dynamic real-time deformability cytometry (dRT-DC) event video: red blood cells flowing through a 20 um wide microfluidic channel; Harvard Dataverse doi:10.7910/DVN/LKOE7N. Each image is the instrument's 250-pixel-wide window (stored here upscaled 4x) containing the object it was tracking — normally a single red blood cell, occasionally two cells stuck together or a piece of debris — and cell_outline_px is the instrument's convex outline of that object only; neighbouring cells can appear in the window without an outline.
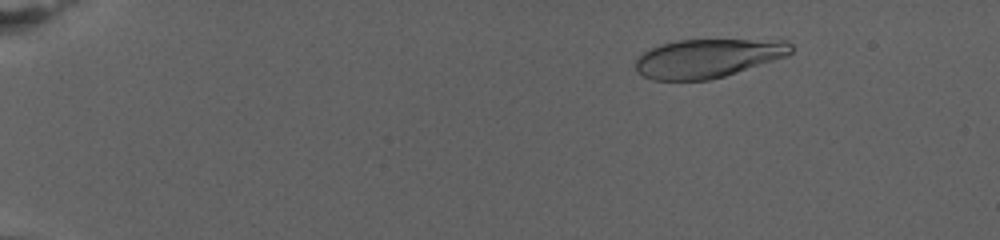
{"species": "human", "species_latin": "Homo sapiens", "temperature_condition": "warm", "stored_images_in_passage": 55, "camera_frame_rate_fps": 3000, "um_per_image_px": 0.085, "donor": {"sex": "female"}, "frame": {"image": 1, "passage_image": 16, "time_ms": 3.667, "image_size_px": [1000, 240], "cell_outline_px": [[792, 52], [788, 56], [724, 76], [708, 80], [652, 80], [636, 72], [632, 64], [636, 56], [660, 44], [676, 40], [784, 40], [792, 44]], "centroid_in_image_um": [60.11, 4.95], "position_along_channel_um": 24.9, "area_um2": 35.32}}
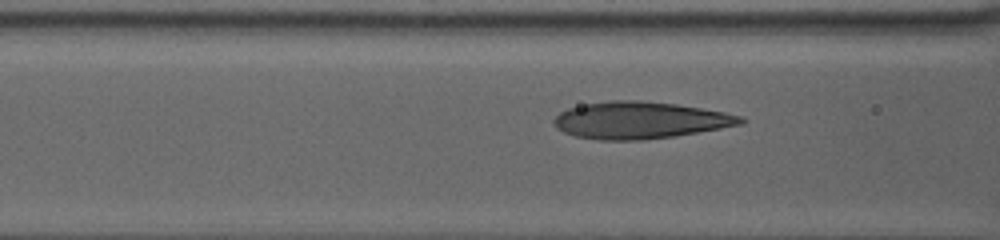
{"frame": {"image": 2, "passage_image": 47, "time_ms": 11.333, "image_size_px": [1000, 240], "cell_outline_px": [[748, 120], [744, 124], [676, 136], [644, 140], [600, 140], [576, 136], [564, 132], [556, 128], [552, 120], [560, 112], [568, 108], [584, 104], [608, 100], [640, 100], [676, 104], [724, 112], [740, 116]], "centroid_in_image_um": [54.4, 10.22], "position_along_channel_um": 112.2, "area_um2": 40.34}}
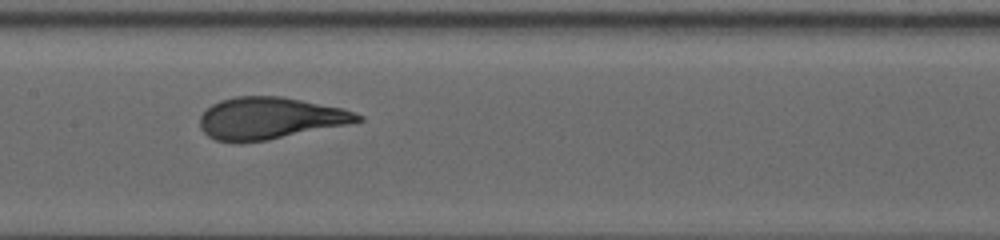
{"frame": {"image": 3, "passage_image": 54, "time_ms": 14.0, "image_size_px": [1000, 240], "cell_outline_px": [[364, 120], [268, 140], [216, 140], [208, 136], [200, 128], [200, 116], [212, 104], [220, 100], [236, 96], [280, 96], [344, 108], [356, 112], [364, 116]], "centroid_in_image_um": [22.96, 10.02], "position_along_channel_um": 184.4, "area_um2": 37.8}}